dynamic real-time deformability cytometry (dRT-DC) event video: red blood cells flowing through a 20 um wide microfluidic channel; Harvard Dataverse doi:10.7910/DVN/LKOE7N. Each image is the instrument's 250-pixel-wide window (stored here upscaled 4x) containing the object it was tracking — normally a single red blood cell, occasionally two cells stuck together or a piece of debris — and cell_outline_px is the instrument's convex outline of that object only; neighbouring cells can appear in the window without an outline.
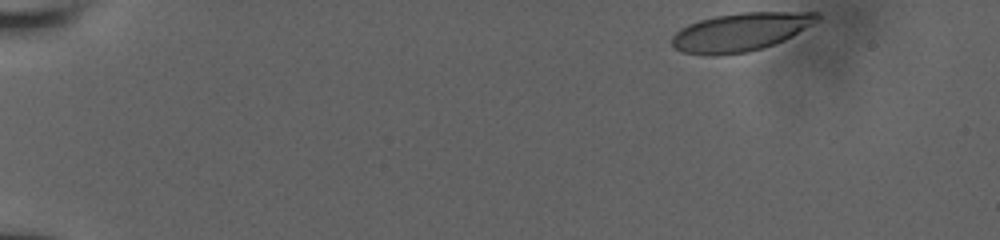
{"species": "human", "species_latin": "Homo sapiens", "temperature_condition": "room temperature", "stored_images_in_passage": 45, "camera_frame_rate_fps": 3000, "um_per_image_px": 0.085, "donor": {"sex": "male"}, "frame": {"image": 1, "passage_image": 1, "time_ms": 0.0, "image_size_px": [1000, 240], "cell_outline_px": [[820, 20], [792, 36], [784, 40], [748, 52], [712, 56], [680, 52], [672, 44], [672, 36], [680, 28], [688, 24], [700, 20], [716, 16], [740, 12], [820, 12]], "centroid_in_image_um": [62.94, 2.71], "position_along_channel_um": 22.1, "area_um2": 32.43}}
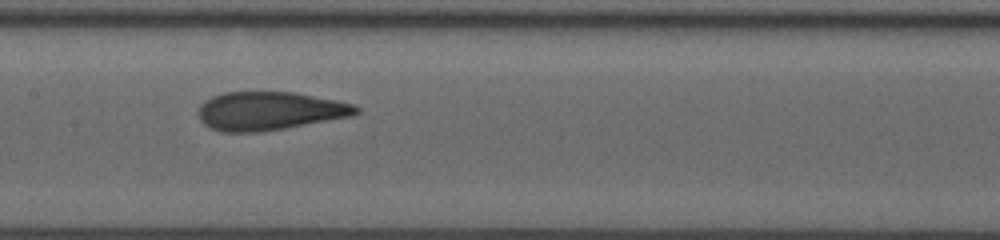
{"frame": {"image": 2, "passage_image": 24, "time_ms": 7.667, "image_size_px": [1000, 240], "cell_outline_px": [[360, 112], [352, 116], [284, 128], [256, 132], [220, 132], [204, 124], [200, 120], [196, 112], [200, 104], [204, 100], [212, 96], [224, 92], [292, 92], [336, 100], [352, 104], [360, 108]], "centroid_in_image_um": [22.86, 9.43], "position_along_channel_um": 184.5, "area_um2": 35.32}}
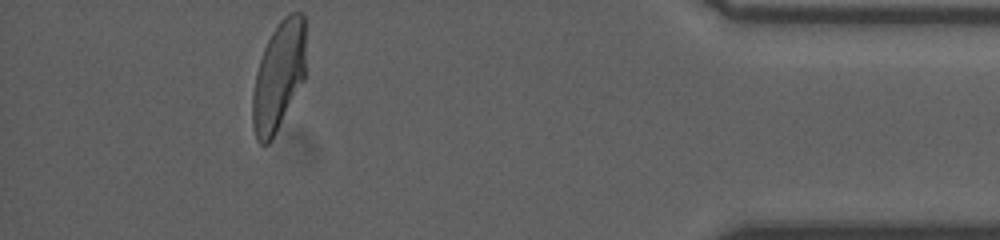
{"frame": {"image": 3, "passage_image": 45, "time_ms": 14.667, "image_size_px": [1000, 240], "cell_outline_px": [[304, 80], [268, 144], [260, 144], [256, 140], [252, 124], [252, 96], [256, 72], [264, 48], [272, 32], [280, 20], [288, 12], [304, 12]], "centroid_in_image_um": [23.66, 6.44], "position_along_channel_um": 411.5, "area_um2": 33.35}, "authors_computed_cell_mechanics": {"area_um2": 34.969, "velocity_mm_per_s": 3.8987, "shape_relaxation_time_tau1_ms": 7.2323, "shape_relaxation_time_tau2_ms": 0.9343, "deformation_change_tau1": 0.2203, "deformation_change_tau2": 0.07}}